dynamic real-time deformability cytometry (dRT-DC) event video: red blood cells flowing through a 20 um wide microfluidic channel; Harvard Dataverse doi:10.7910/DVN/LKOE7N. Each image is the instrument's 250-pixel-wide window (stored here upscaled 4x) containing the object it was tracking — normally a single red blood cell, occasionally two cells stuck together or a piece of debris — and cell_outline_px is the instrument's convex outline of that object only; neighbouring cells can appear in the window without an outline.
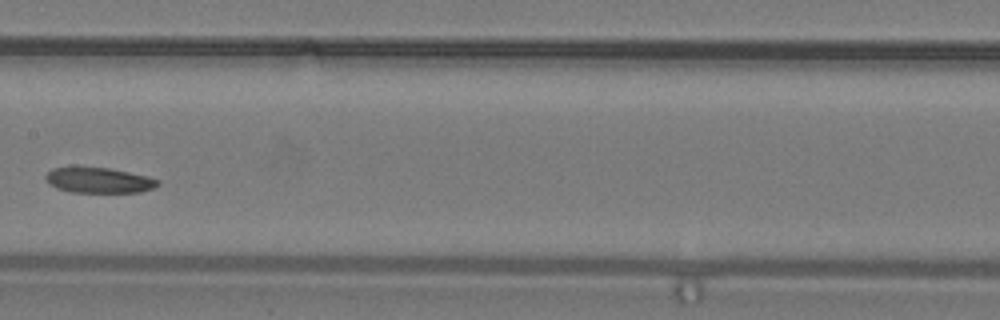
{"species": "common noctule bat (a hibernating species)", "species_latin": "Nyctalus noctula", "temperature_condition": "warm", "stored_images_in_passage": 31, "camera_frame_rate_fps": 3000, "um_per_image_px": 0.085, "animal": {"sex": "male", "body_mass_g": 19.2, "forearm_length_mm": 51.8}, "frame": {"image": 1, "passage_image": 14, "time_ms": 4.333, "image_size_px": [1000, 320], "cell_outline_px": [[160, 184], [152, 188], [140, 192], [72, 192], [56, 188], [48, 184], [44, 176], [52, 168], [72, 164], [108, 168], [148, 176], [160, 180]], "centroid_in_image_um": [8.32, 15.28], "position_along_channel_um": 199.1, "area_um2": 17.22}}
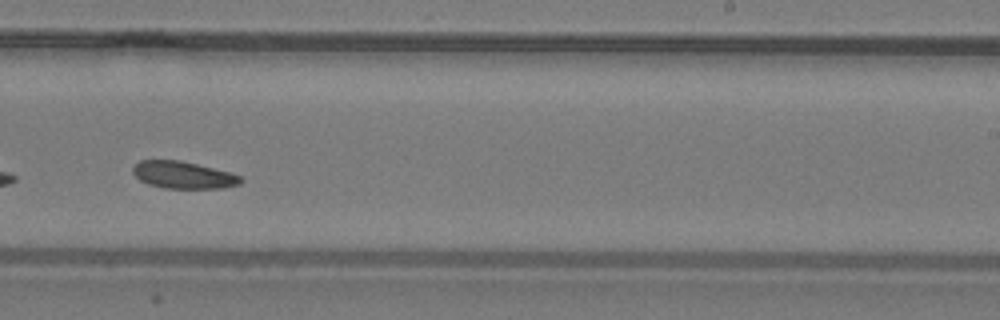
{"frame": {"image": 2, "passage_image": 18, "time_ms": 5.667, "image_size_px": [1000, 320], "cell_outline_px": [[244, 180], [240, 184], [224, 188], [164, 188], [148, 184], [140, 180], [132, 172], [132, 168], [140, 160], [180, 160], [228, 172], [240, 176]], "centroid_in_image_um": [15.57, 14.88], "position_along_channel_um": 273.4, "area_um2": 16.94}}